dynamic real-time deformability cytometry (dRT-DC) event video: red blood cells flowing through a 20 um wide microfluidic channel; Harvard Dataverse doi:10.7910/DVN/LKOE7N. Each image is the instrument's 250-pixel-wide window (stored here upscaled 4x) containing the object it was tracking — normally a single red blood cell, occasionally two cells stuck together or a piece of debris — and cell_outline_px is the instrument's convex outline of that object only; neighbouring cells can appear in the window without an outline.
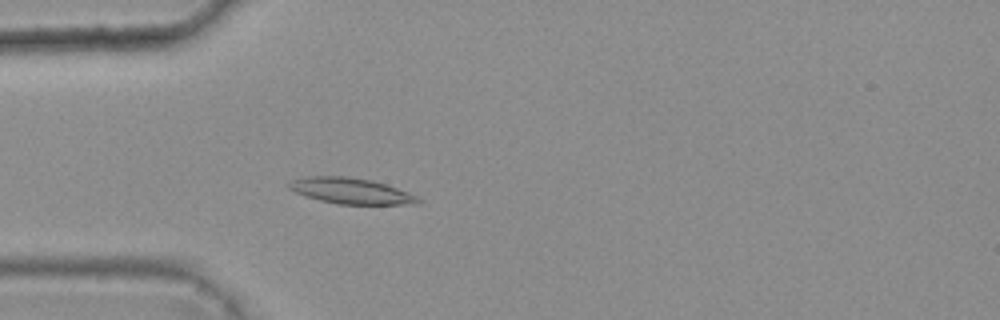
{"species": "common noctule bat (a hibernating species)", "species_latin": "Nyctalus noctula", "temperature_condition": "warm", "stored_images_in_passage": 4, "camera_frame_rate_fps": 3000, "um_per_image_px": 0.085, "animal": {"sex": "female", "body_mass_g": 25.1}, "frame": {"image": 1, "passage_image": 4, "time_ms": 1.0, "image_size_px": [1000, 320], "cell_outline_px": [[424, 200], [420, 204], [336, 204], [304, 196], [288, 188], [288, 184], [292, 180], [308, 176], [348, 176], [372, 180], [408, 192]], "centroid_in_image_um": [29.84, 16.23], "position_along_channel_um": 55.2, "area_um2": 19.48}}